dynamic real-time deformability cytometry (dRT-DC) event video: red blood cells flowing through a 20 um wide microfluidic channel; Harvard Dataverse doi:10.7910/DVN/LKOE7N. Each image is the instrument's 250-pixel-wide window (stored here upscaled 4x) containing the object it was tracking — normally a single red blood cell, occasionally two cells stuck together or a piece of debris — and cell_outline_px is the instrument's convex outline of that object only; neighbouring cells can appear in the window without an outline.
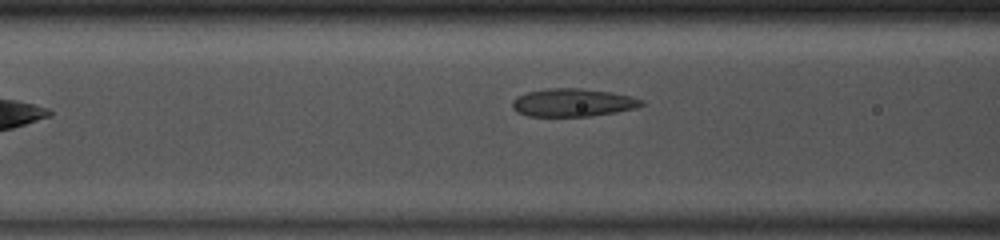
{"species": "common noctule bat (a hibernating species)", "species_latin": "Nyctalus noctula", "temperature_condition": "room temperature", "stored_images_in_passage": 34, "camera_frame_rate_fps": 3000, "um_per_image_px": 0.085, "animal": {"sex": "male", "body_mass_g": 13.0, "forearm_length_mm": 53.1}, "frame": {"image": 1, "passage_image": 8, "time_ms": 2.333, "image_size_px": [1000, 240], "cell_outline_px": [[644, 104], [636, 108], [616, 112], [588, 116], [528, 116], [516, 112], [512, 108], [512, 100], [516, 96], [528, 92], [548, 88], [580, 88], [612, 92], [632, 96], [644, 100]], "centroid_in_image_um": [48.69, 8.71], "position_along_channel_um": 117.9, "area_um2": 21.21}}
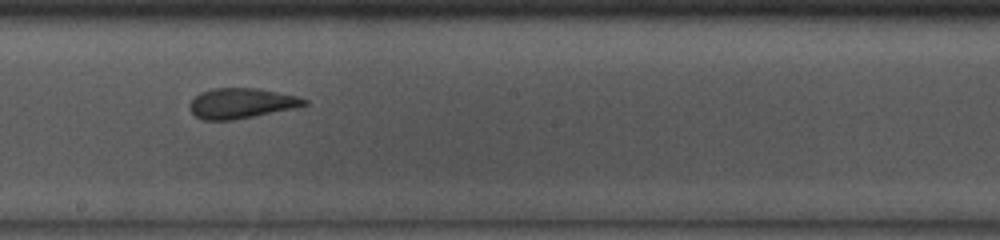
{"frame": {"image": 2, "passage_image": 16, "time_ms": 5.0, "image_size_px": [1000, 240], "cell_outline_px": [[308, 104], [292, 108], [232, 120], [204, 120], [196, 116], [188, 108], [192, 100], [200, 92], [212, 88], [260, 88], [296, 96], [308, 100]], "centroid_in_image_um": [20.48, 8.76], "position_along_channel_um": 227.7, "area_um2": 19.94}}
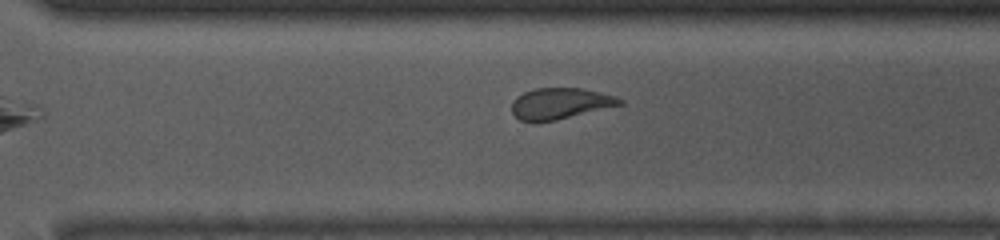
{"frame": {"image": 3, "passage_image": 23, "time_ms": 7.333, "image_size_px": [1000, 240], "cell_outline_px": [[624, 104], [556, 120], [536, 124], [532, 124], [520, 120], [512, 112], [512, 100], [516, 96], [524, 92], [536, 88], [580, 88], [600, 92], [616, 96], [624, 100]], "centroid_in_image_um": [47.58, 8.82], "position_along_channel_um": 323.0, "area_um2": 19.94}, "authors_computed_cell_mechanics": {"area_um2": 20.8658, "velocity_mm_per_s": 4.1164, "shape_relaxation_time_tau1_ms": 6.4688, "shape_relaxation_time_tau2_ms": 1.911, "deformation_change_tau1": 0.1624, "deformation_change_tau2": 0.0445}}